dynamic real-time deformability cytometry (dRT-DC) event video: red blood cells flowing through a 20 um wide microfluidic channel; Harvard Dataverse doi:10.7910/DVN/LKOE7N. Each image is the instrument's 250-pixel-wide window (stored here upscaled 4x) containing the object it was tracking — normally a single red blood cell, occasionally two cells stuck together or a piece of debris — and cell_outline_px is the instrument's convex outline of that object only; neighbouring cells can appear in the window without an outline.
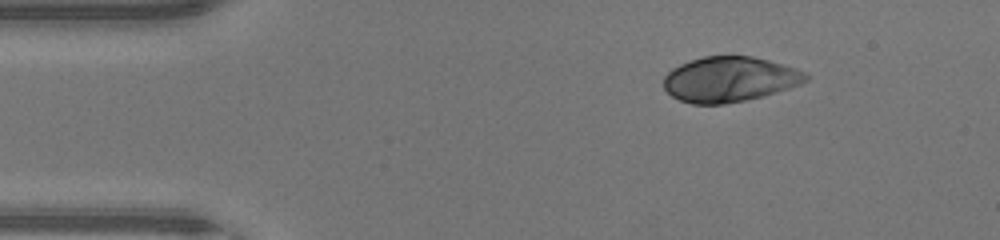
{"species": "human", "species_latin": "Homo sapiens", "temperature_condition": "warm", "stored_images_in_passage": 40, "camera_frame_rate_fps": 3000, "um_per_image_px": 0.085, "donor": {"sex": "male"}, "frame": {"image": 1, "passage_image": 1, "time_ms": 0.0, "image_size_px": [1000, 240], "cell_outline_px": [[808, 80], [800, 84], [764, 96], [724, 104], [692, 104], [680, 100], [672, 96], [664, 88], [664, 76], [672, 68], [680, 64], [704, 56], [752, 56], [768, 60], [796, 68], [804, 72], [808, 76]], "centroid_in_image_um": [62.0, 6.74], "position_along_channel_um": 23.0, "area_um2": 37.28}}
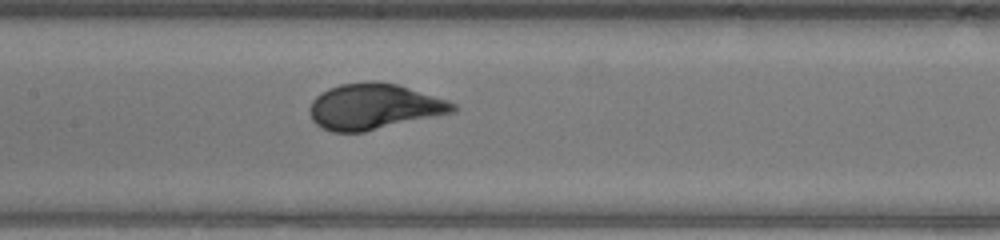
{"frame": {"image": 2, "passage_image": 16, "time_ms": 5.0, "image_size_px": [1000, 240], "cell_outline_px": [[456, 112], [364, 132], [332, 132], [316, 124], [312, 120], [308, 112], [308, 108], [312, 100], [320, 92], [328, 88], [340, 84], [372, 80], [396, 84], [448, 100], [456, 104]], "centroid_in_image_um": [31.76, 9.06], "position_along_channel_um": 175.6, "area_um2": 38.44}}
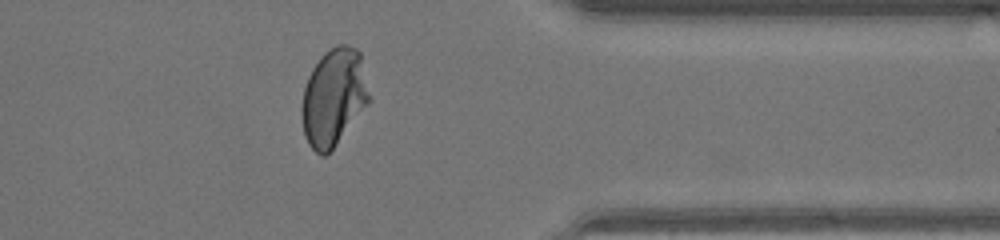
{"frame": {"image": 3, "passage_image": 31, "time_ms": 10.0, "image_size_px": [1000, 240], "cell_outline_px": [[372, 100], [336, 144], [324, 156], [320, 156], [308, 144], [304, 136], [300, 112], [300, 108], [304, 88], [308, 76], [312, 68], [320, 56], [324, 52], [336, 44], [348, 44], [356, 48], [360, 52]], "centroid_in_image_um": [28.36, 8.24], "position_along_channel_um": 383.0, "area_um2": 38.78}, "authors_computed_cell_mechanics": {"area_um2": 37.9457, "velocity_mm_per_s": 4.4608, "shape_relaxation_time_tau1_ms": 3.1044, "shape_relaxation_time_tau2_ms": null, "deformation_change_tau1": 0.2014, "deformation_change_tau2": null}}